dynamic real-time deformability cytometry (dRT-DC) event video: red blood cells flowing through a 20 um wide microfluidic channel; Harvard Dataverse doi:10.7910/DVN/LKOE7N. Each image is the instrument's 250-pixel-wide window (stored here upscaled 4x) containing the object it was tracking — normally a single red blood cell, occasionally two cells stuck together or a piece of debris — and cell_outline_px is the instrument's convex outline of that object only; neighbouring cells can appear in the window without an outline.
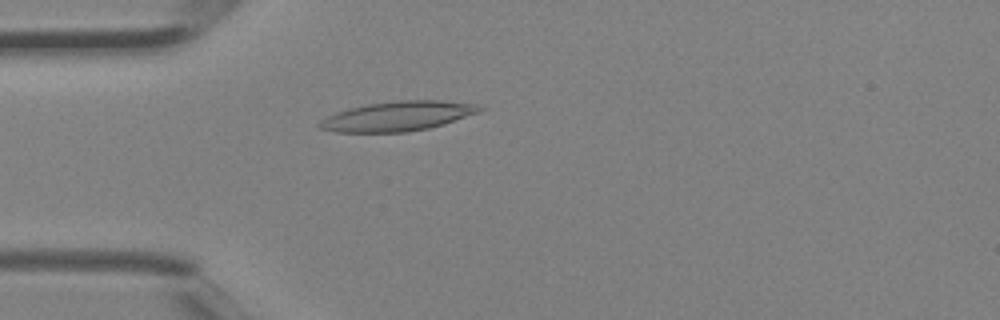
{"species": "Egyptian fruit bat (a non-hibernating species)", "species_latin": "Rousettus aegyptiacus", "temperature_condition": "room temperature", "stored_images_in_passage": 4, "camera_frame_rate_fps": 3000, "um_per_image_px": 0.085, "animal": {"sex": "female"}, "frame": {"image": 1, "passage_image": 4, "time_ms": 1.0, "image_size_px": [1000, 320], "cell_outline_px": [[484, 108], [480, 112], [444, 124], [428, 128], [408, 132], [336, 132], [320, 128], [316, 124], [328, 116], [336, 112], [368, 104], [400, 100], [436, 100], [476, 104]], "centroid_in_image_um": [33.82, 9.88], "position_along_channel_um": 51.2, "area_um2": 27.4}}